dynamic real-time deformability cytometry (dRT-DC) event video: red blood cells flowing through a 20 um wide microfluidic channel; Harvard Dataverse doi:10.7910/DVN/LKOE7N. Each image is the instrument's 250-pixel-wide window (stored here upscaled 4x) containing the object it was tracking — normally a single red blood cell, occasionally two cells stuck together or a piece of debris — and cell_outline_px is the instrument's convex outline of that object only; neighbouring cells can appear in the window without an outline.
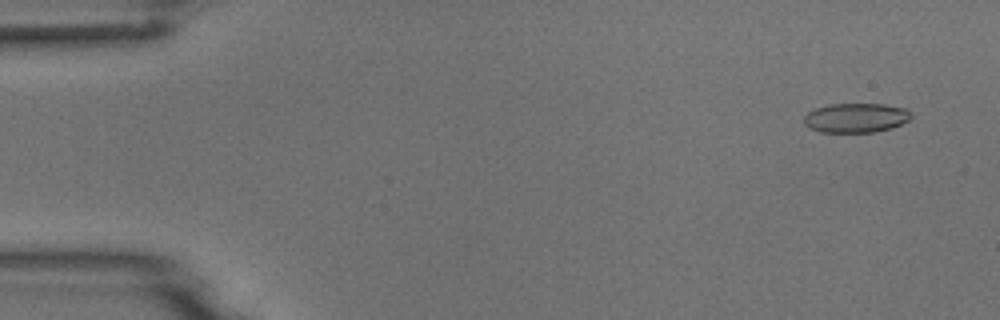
{"species": "common noctule bat (a hibernating species)", "species_latin": "Nyctalus noctula", "temperature_condition": "room temperature", "stored_images_in_passage": 6, "camera_frame_rate_fps": 3000, "um_per_image_px": 0.085, "animal": {"sex": "male", "body_mass_g": 18.8}, "frame": {"image": 1, "passage_image": 1, "time_ms": 0.0, "image_size_px": [1000, 320], "cell_outline_px": [[912, 116], [908, 120], [892, 128], [872, 132], [820, 132], [808, 128], [804, 124], [804, 116], [808, 112], [816, 108], [828, 104], [884, 104], [904, 108], [912, 112]], "centroid_in_image_um": [72.73, 10.01], "position_along_channel_um": 12.3, "area_um2": 18.44}}
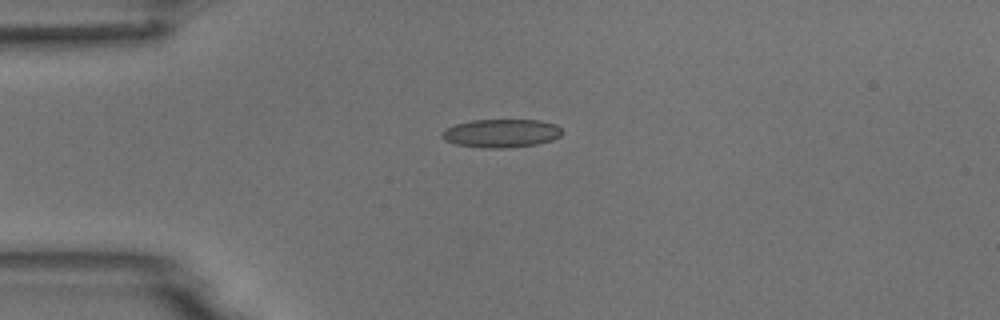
{"frame": {"image": 2, "passage_image": 4, "time_ms": 3.333, "image_size_px": [1000, 320], "cell_outline_px": [[564, 132], [560, 136], [552, 140], [536, 144], [504, 148], [488, 148], [456, 144], [444, 140], [440, 136], [440, 132], [456, 124], [472, 120], [540, 120], [556, 124]], "centroid_in_image_um": [42.61, 11.32], "position_along_channel_um": 42.4, "area_um2": 19.83}}